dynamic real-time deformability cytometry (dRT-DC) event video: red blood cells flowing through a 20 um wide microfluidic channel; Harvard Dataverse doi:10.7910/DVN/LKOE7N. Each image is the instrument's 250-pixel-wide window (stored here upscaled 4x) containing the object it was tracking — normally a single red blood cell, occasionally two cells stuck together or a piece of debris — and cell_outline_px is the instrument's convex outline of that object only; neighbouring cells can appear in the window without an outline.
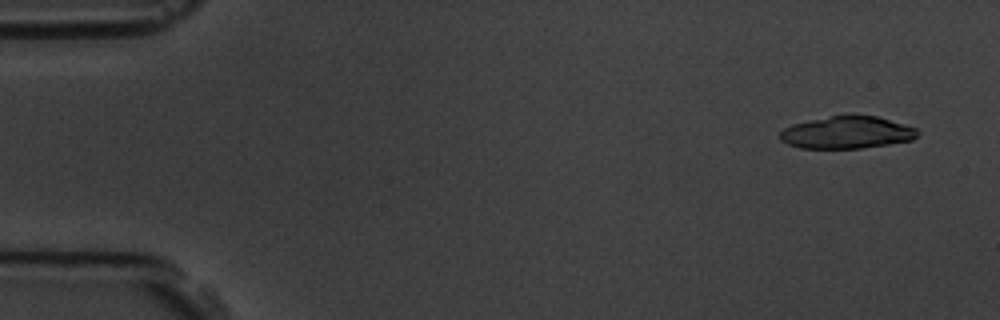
{"species": "common noctule bat (a hibernating species)", "species_latin": "Nyctalus noctula", "temperature_condition": "room temperature", "stored_images_in_passage": 5, "camera_frame_rate_fps": 3000, "um_per_image_px": 0.085, "animal": {"sex": "male", "body_mass_g": 19.5, "forearm_length_mm": 54.6}, "frame": {"image": 1, "passage_image": 1, "time_ms": 0.0, "image_size_px": [1000, 320], "cell_outline_px": [[920, 132], [912, 140], [888, 144], [860, 148], [800, 148], [788, 144], [780, 140], [780, 132], [784, 128], [792, 124], [808, 120], [832, 116], [876, 116], [904, 124], [916, 128]], "centroid_in_image_um": [71.97, 11.27], "position_along_channel_um": 13.0, "area_um2": 25.61}}